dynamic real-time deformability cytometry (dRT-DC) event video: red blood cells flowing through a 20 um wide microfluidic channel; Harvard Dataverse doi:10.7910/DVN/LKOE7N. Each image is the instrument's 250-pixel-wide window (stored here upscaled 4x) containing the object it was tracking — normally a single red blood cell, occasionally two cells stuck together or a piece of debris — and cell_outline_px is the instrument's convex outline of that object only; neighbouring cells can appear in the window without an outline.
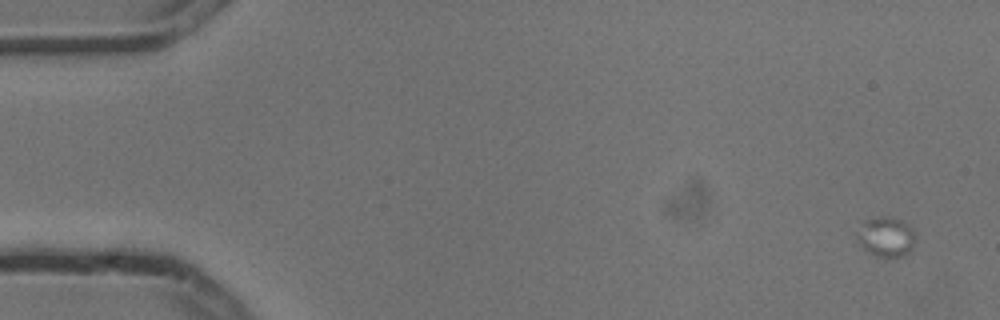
{"species": "common noctule bat (a hibernating species)", "species_latin": "Nyctalus noctula", "temperature_condition": "cold", "stored_images_in_passage": 3, "camera_frame_rate_fps": 3000, "um_per_image_px": 0.085, "animal": {"sex": "male", "body_mass_g": 13.3}, "frame": {"image": 1, "passage_image": 1, "time_ms": 0.0, "image_size_px": [1000, 320], "cell_outline_px": [[912, 248], [904, 256], [876, 256], [868, 252], [856, 240], [856, 232], [864, 220], [880, 216], [888, 216], [904, 220], [912, 228]], "centroid_in_image_um": [75.26, 20.1], "position_along_channel_um": 9.7, "area_um2": 13.47}}